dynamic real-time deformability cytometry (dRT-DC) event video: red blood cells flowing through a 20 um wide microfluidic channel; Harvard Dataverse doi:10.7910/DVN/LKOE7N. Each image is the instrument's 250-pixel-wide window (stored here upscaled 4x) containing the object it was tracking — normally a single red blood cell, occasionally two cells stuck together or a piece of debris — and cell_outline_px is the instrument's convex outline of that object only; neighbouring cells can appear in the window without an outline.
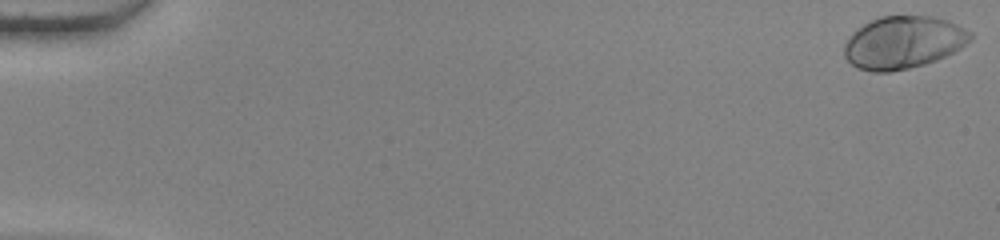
{"species": "human", "species_latin": "Homo sapiens", "temperature_condition": "warm", "stored_images_in_passage": 55, "camera_frame_rate_fps": 3000, "um_per_image_px": 0.085, "donor": {"sex": "female"}, "frame": {"image": 1, "passage_image": 1, "time_ms": 0.0, "image_size_px": [1000, 240], "cell_outline_px": [[972, 36], [960, 48], [936, 60], [924, 64], [908, 68], [888, 72], [872, 72], [856, 68], [844, 56], [844, 44], [852, 32], [856, 28], [880, 16], [936, 16], [948, 20], [972, 32]], "centroid_in_image_um": [76.74, 3.6], "position_along_channel_um": 8.3, "area_um2": 38.49}}
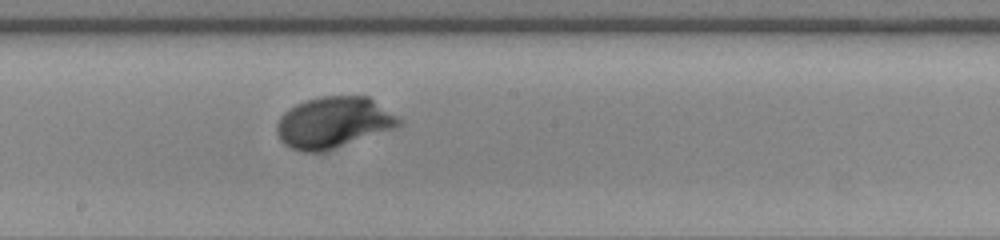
{"frame": {"image": 2, "passage_image": 32, "time_ms": 10.333, "image_size_px": [1000, 240], "cell_outline_px": [[404, 124], [396, 128], [320, 152], [300, 152], [288, 148], [280, 140], [276, 132], [276, 124], [280, 116], [284, 112], [296, 104], [304, 100], [320, 96], [368, 96], [404, 120]], "centroid_in_image_um": [28.33, 10.4], "position_along_channel_um": 219.9, "area_um2": 36.65}}
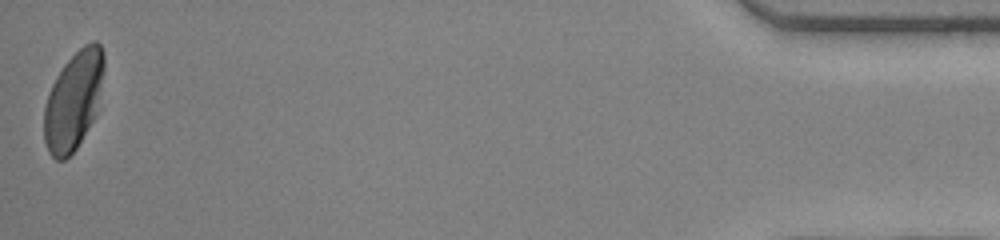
{"frame": {"image": 3, "passage_image": 55, "time_ms": 18.0, "image_size_px": [1000, 240], "cell_outline_px": [[104, 72], [96, 112], [92, 120], [76, 148], [64, 160], [56, 160], [48, 152], [44, 140], [44, 108], [52, 84], [56, 76], [64, 64], [84, 44], [92, 40], [96, 40], [100, 44], [104, 52]], "centroid_in_image_um": [6.25, 8.52], "position_along_channel_um": 429.0, "area_um2": 34.1}, "authors_computed_cell_mechanics": {"area_um2": 35.4314, "velocity_mm_per_s": 3.8135, "shape_relaxation_time_tau1_ms": 2.336, "shape_relaxation_time_tau2_ms": null, "deformation_change_tau1": 0.1872, "deformation_change_tau2": null}}